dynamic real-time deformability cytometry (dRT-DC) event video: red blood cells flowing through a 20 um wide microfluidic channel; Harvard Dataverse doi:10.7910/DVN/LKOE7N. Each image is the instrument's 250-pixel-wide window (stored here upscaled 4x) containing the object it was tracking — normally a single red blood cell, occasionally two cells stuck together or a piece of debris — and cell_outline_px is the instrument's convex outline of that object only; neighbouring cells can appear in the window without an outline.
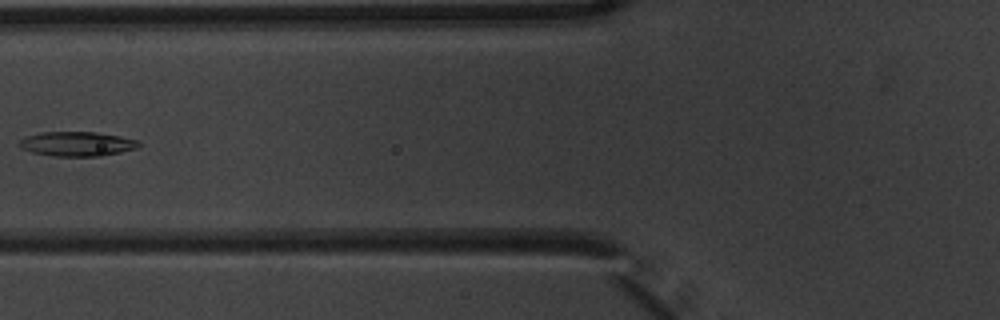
{"species": "common noctule bat (a hibernating species)", "species_latin": "Nyctalus noctula", "temperature_condition": "warm", "stored_images_in_passage": 6, "camera_frame_rate_fps": 3000, "um_per_image_px": 0.085, "animal": {"sex": "male", "body_mass_g": 20.1, "forearm_length_mm": 53.5}, "frame": {"image": 1, "passage_image": 5, "time_ms": 1.333, "image_size_px": [1000, 320], "cell_outline_px": [[140, 144], [136, 148], [120, 152], [100, 156], [52, 156], [32, 152], [20, 148], [20, 140], [24, 136], [40, 132], [96, 132], [120, 136], [140, 140]], "centroid_in_image_um": [6.53, 12.22], "position_along_channel_um": 119.3, "area_um2": 17.11}}
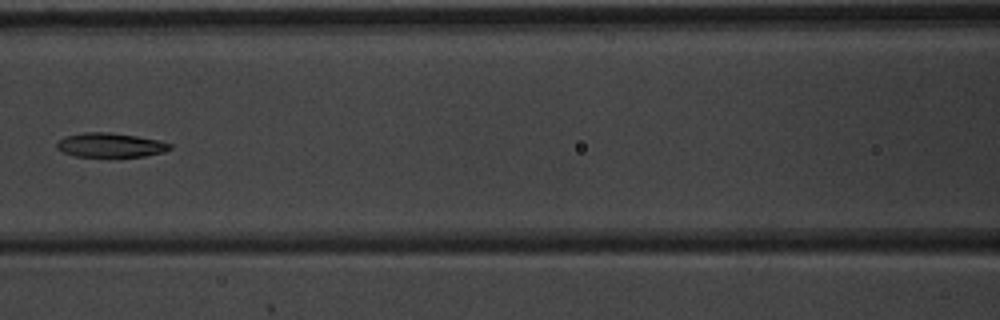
{"frame": {"image": 2, "passage_image": 6, "time_ms": 1.667, "image_size_px": [1000, 320], "cell_outline_px": [[172, 148], [164, 152], [144, 156], [76, 156], [64, 152], [56, 148], [56, 144], [64, 136], [84, 132], [112, 132], [160, 140], [172, 144]], "centroid_in_image_um": [9.4, 12.32], "position_along_channel_um": 157.2, "area_um2": 15.95}}